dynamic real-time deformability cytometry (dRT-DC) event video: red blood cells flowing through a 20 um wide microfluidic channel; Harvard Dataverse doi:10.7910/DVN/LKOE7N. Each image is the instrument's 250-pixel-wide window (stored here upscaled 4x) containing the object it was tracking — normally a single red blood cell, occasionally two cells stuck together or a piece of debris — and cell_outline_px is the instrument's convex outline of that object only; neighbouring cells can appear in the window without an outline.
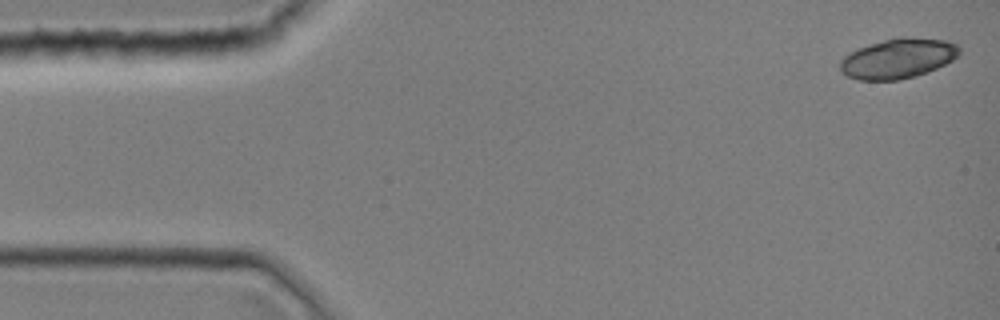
{"species": "common noctule bat (a hibernating species)", "species_latin": "Nyctalus noctula", "temperature_condition": "room temperature", "stored_images_in_passage": 43, "camera_frame_rate_fps": 3000, "um_per_image_px": 0.085, "animal": {"sex": "female", "body_mass_g": 19.0, "forearm_length_mm": 51.5}, "frame": {"image": 1, "passage_image": 1, "time_ms": 0.0, "image_size_px": [1000, 320], "cell_outline_px": [[960, 52], [952, 60], [936, 68], [916, 76], [896, 80], [860, 80], [848, 76], [840, 72], [840, 60], [848, 52], [856, 48], [884, 40], [904, 36], [908, 36], [948, 40], [956, 44], [960, 48]], "centroid_in_image_um": [76.31, 4.95], "position_along_channel_um": 8.7, "area_um2": 27.86}}
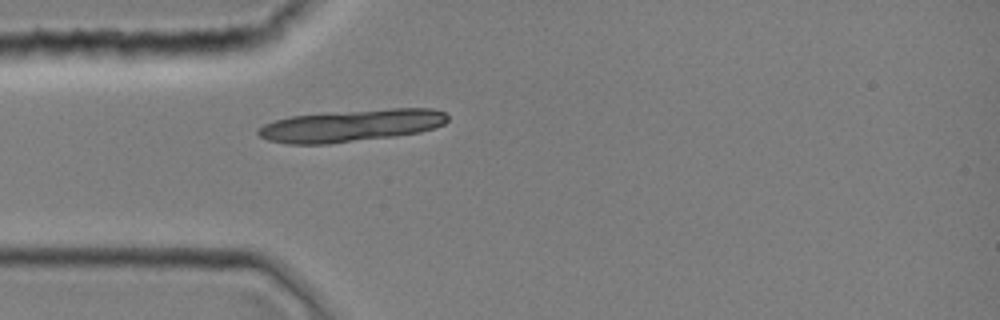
{"frame": {"image": 2, "passage_image": 12, "time_ms": 3.667, "image_size_px": [1000, 320], "cell_outline_px": [[448, 120], [444, 124], [420, 132], [396, 136], [328, 144], [288, 144], [268, 140], [260, 136], [256, 132], [264, 124], [288, 116], [328, 112], [392, 108], [432, 108], [444, 112], [448, 116]], "centroid_in_image_um": [29.86, 10.67], "position_along_channel_um": 55.1, "area_um2": 35.66}}